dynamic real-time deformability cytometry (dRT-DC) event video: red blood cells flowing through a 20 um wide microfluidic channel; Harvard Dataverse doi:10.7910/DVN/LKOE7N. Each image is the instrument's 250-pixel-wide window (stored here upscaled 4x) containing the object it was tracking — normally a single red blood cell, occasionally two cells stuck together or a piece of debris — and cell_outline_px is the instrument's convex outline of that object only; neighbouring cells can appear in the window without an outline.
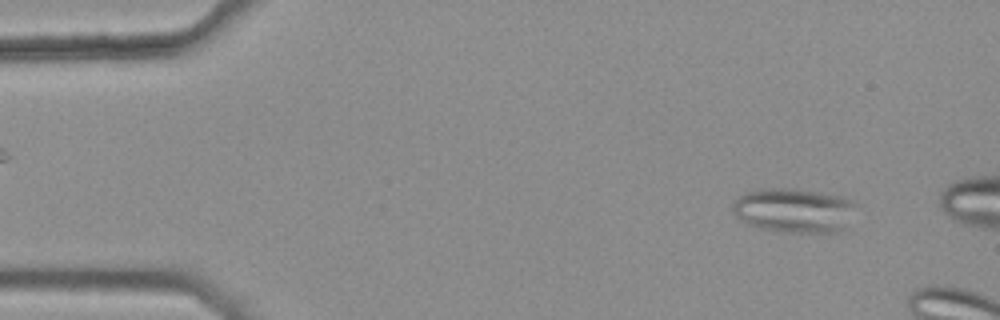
{"species": "common noctule bat (a hibernating species)", "species_latin": "Nyctalus noctula", "temperature_condition": "warm", "stored_images_in_passage": 4, "camera_frame_rate_fps": 3000, "um_per_image_px": 0.085, "animal": {"sex": "female", "body_mass_g": 25.1}, "frame": {"image": 1, "passage_image": 2, "time_ms": 0.333, "image_size_px": [1000, 320], "cell_outline_px": [[856, 204], [844, 228], [840, 232], [784, 232], [760, 228], [748, 224], [740, 220], [732, 212], [732, 204], [744, 192], [764, 188], [800, 188], [840, 196], [852, 200]], "centroid_in_image_um": [67.45, 17.86], "position_along_channel_um": 17.5, "area_um2": 32.02}}